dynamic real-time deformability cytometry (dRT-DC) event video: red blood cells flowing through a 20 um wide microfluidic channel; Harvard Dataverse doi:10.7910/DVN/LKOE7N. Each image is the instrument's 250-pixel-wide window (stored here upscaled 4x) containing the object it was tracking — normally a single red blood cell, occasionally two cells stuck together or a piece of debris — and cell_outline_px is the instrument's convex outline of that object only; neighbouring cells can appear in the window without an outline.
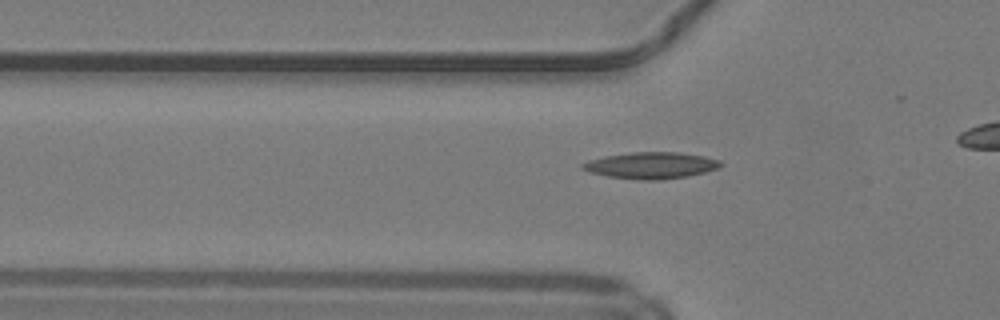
{"species": "common noctule bat (a hibernating species)", "species_latin": "Nyctalus noctula", "temperature_condition": "warm", "stored_images_in_passage": 27, "camera_frame_rate_fps": 3000, "um_per_image_px": 0.085, "animal": {"sex": "male", "body_mass_g": 19.2, "forearm_length_mm": 51.8}, "frame": {"image": 1, "passage_image": 3, "time_ms": 0.667, "image_size_px": [1000, 320], "cell_outline_px": [[724, 164], [720, 168], [688, 176], [656, 180], [640, 180], [608, 176], [592, 172], [580, 168], [580, 164], [588, 160], [604, 156], [632, 152], [680, 152], [704, 156], [720, 160]], "centroid_in_image_um": [55.36, 14.05], "position_along_channel_um": 70.4, "area_um2": 21.39}}
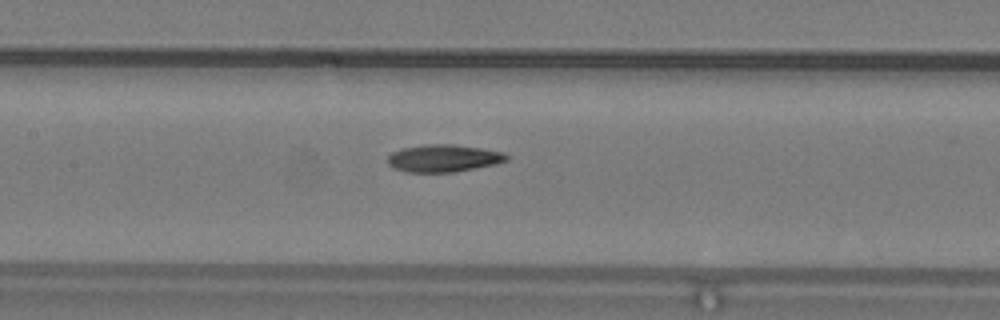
{"frame": {"image": 2, "passage_image": 10, "time_ms": 3.0, "image_size_px": [1000, 320], "cell_outline_px": [[508, 160], [496, 164], [456, 172], [404, 172], [388, 164], [388, 156], [392, 152], [404, 148], [424, 144], [452, 144], [480, 148], [504, 152], [508, 156]], "centroid_in_image_um": [37.72, 13.45], "position_along_channel_um": 169.7, "area_um2": 18.96}}
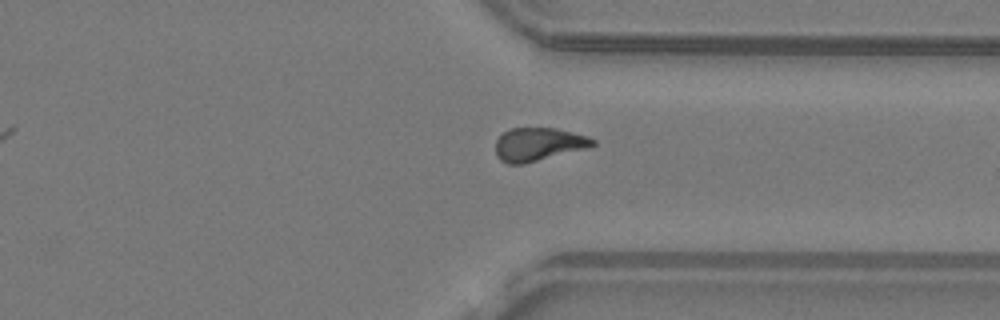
{"frame": {"image": 3, "passage_image": 24, "time_ms": 7.667, "image_size_px": [1000, 320], "cell_outline_px": [[596, 144], [588, 148], [524, 164], [508, 164], [500, 160], [496, 156], [496, 140], [508, 128], [556, 128], [588, 136], [596, 140]], "centroid_in_image_um": [45.77, 12.27], "position_along_channel_um": 365.6, "area_um2": 18.96}}